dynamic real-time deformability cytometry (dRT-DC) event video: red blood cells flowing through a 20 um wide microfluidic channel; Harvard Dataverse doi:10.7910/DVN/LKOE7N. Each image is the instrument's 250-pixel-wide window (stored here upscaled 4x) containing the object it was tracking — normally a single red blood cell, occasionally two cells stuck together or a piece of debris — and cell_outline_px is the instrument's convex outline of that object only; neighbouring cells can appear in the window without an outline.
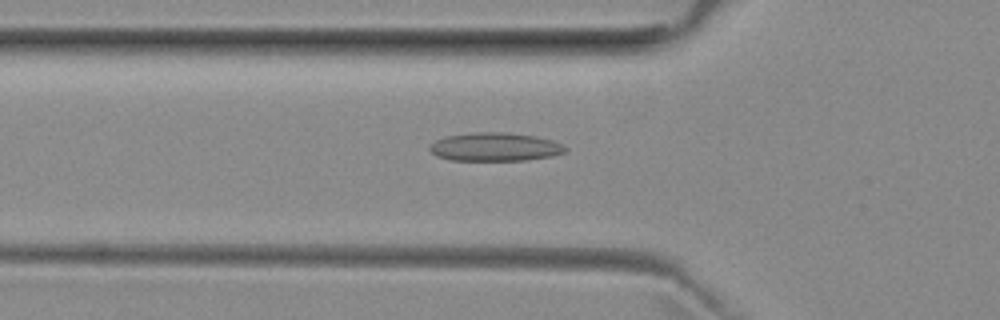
{"species": "common noctule bat (a hibernating species)", "species_latin": "Nyctalus noctula", "temperature_condition": "room temperature", "stored_images_in_passage": 36, "camera_frame_rate_fps": 3000, "um_per_image_px": 0.085, "animal": {"sex": "female", "body_mass_g": 29.2, "forearm_length_mm": 56.3}, "frame": {"image": 1, "passage_image": 4, "time_ms": 1.0, "image_size_px": [1000, 320], "cell_outline_px": [[568, 148], [564, 152], [548, 156], [524, 160], [448, 160], [436, 156], [428, 148], [436, 140], [444, 136], [476, 132], [504, 132], [536, 136], [552, 140], [564, 144]], "centroid_in_image_um": [42.05, 12.48], "position_along_channel_um": 83.7, "area_um2": 22.43}}
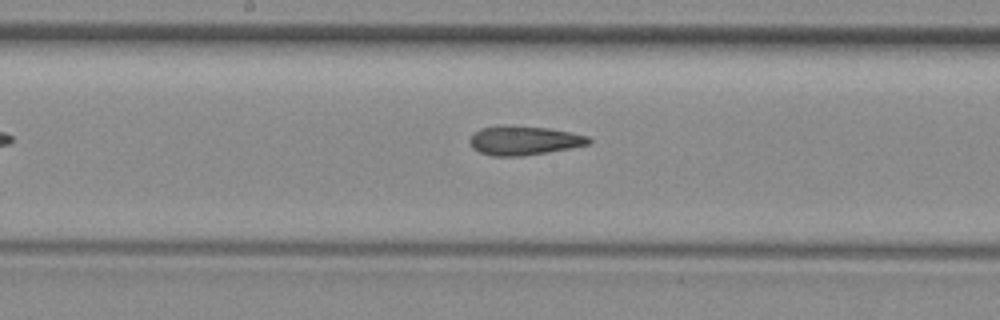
{"frame": {"image": 2, "passage_image": 13, "time_ms": 4.0, "image_size_px": [1000, 320], "cell_outline_px": [[592, 144], [572, 148], [520, 156], [492, 156], [480, 152], [472, 148], [468, 140], [480, 128], [504, 124], [512, 124], [548, 128], [588, 136], [592, 140]], "centroid_in_image_um": [44.53, 11.93], "position_along_channel_um": 203.7, "area_um2": 20.4}}
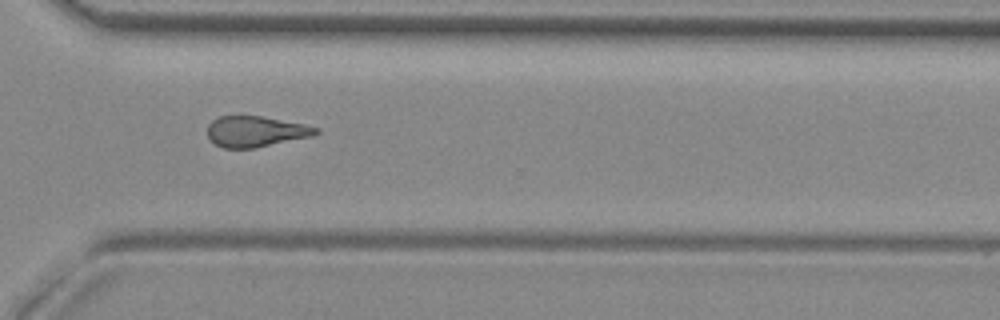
{"frame": {"image": 3, "passage_image": 24, "time_ms": 7.667, "image_size_px": [1000, 320], "cell_outline_px": [[320, 132], [312, 136], [256, 148], [224, 148], [208, 140], [208, 124], [212, 120], [220, 116], [260, 116], [304, 124], [320, 128]], "centroid_in_image_um": [21.73, 11.18], "position_along_channel_um": 348.9, "area_um2": 19.48}, "authors_computed_cell_mechanics": {"area_um2": 20.1144, "velocity_mm_per_s": 3.9681, "shape_relaxation_time_tau1_ms": null, "shape_relaxation_time_tau2_ms": 4.9591, "deformation_change_tau1": null, "deformation_change_tau2": 0.1609}}